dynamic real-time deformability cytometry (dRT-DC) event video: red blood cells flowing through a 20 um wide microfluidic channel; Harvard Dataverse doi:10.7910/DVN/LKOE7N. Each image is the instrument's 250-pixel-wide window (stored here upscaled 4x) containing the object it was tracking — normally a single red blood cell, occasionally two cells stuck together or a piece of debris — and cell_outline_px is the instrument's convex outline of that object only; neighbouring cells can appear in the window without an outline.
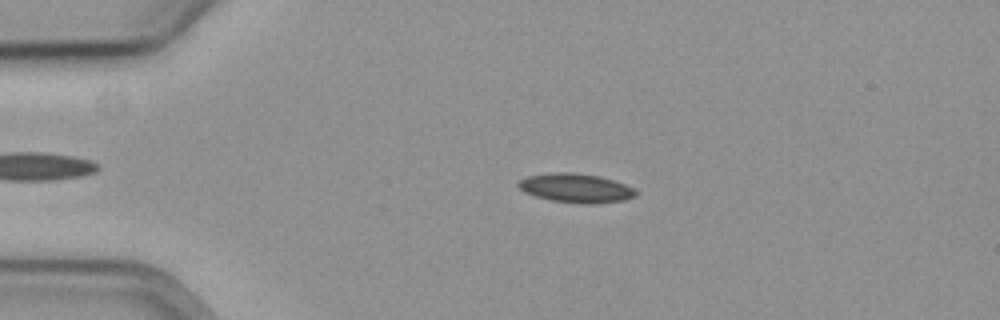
{"species": "common noctule bat (a hibernating species)", "species_latin": "Nyctalus noctula", "temperature_condition": "cold", "stored_images_in_passage": 58, "camera_frame_rate_fps": 3000, "um_per_image_px": 0.085, "animal": {"sex": "female", "body_mass_g": 19.3, "forearm_length_mm": 54.1}, "frame": {"image": 1, "passage_image": 13, "time_ms": 4.0, "image_size_px": [1000, 320], "cell_outline_px": [[636, 196], [624, 200], [592, 204], [584, 204], [552, 200], [536, 196], [524, 192], [516, 184], [520, 180], [528, 176], [552, 172], [572, 172], [600, 176], [636, 188]], "centroid_in_image_um": [48.96, 15.98], "position_along_channel_um": 36.0, "area_um2": 19.83}}
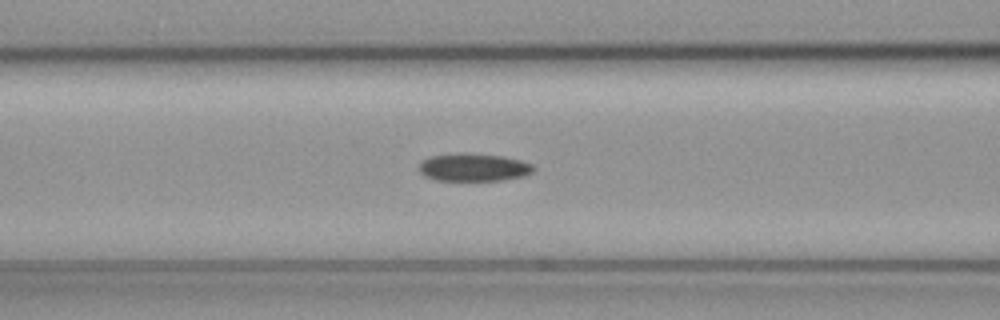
{"frame": {"image": 2, "passage_image": 24, "time_ms": 7.667, "image_size_px": [1000, 320], "cell_outline_px": [[536, 168], [532, 172], [524, 176], [504, 180], [436, 180], [424, 176], [420, 172], [420, 164], [428, 156], [460, 152], [464, 152], [504, 156], [520, 160], [532, 164]], "centroid_in_image_um": [40.27, 14.21], "position_along_channel_um": 126.3, "area_um2": 18.73}}
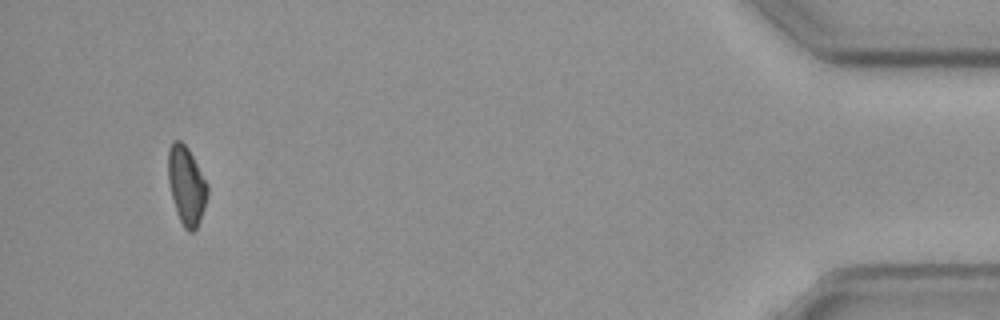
{"frame": {"image": 3, "passage_image": 55, "time_ms": 18.0, "image_size_px": [1000, 320], "cell_outline_px": [[208, 196], [200, 220], [196, 228], [192, 232], [188, 232], [184, 228], [176, 212], [168, 180], [168, 148], [172, 140], [180, 140], [188, 148], [208, 184]], "centroid_in_image_um": [15.85, 15.75], "position_along_channel_um": 419.4, "area_um2": 17.98}}